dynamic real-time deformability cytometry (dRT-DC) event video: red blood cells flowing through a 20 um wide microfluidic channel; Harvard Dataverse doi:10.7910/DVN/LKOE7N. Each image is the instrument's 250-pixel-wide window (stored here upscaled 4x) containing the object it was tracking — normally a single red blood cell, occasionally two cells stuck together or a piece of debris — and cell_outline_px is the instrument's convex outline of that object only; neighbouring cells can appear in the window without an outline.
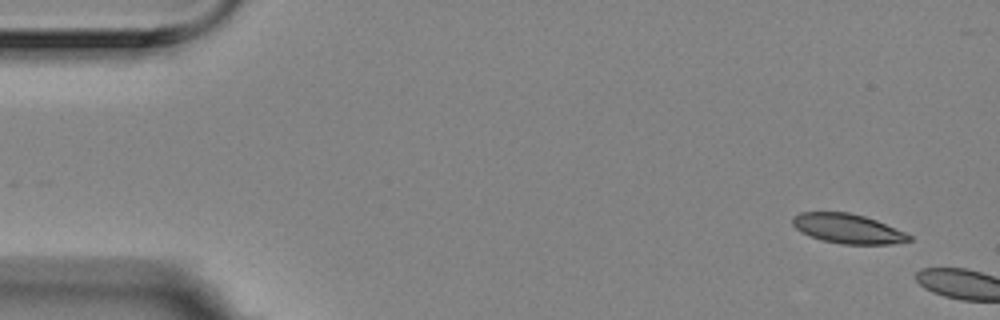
{"species": "Egyptian fruit bat (a non-hibernating species)", "species_latin": "Rousettus aegyptiacus", "temperature_condition": "room temperature", "stored_images_in_passage": 2, "camera_frame_rate_fps": 3000, "um_per_image_px": 0.085, "animal": {"sex": "female"}, "frame": {"image": 1, "passage_image": 1, "time_ms": 0.0, "image_size_px": [1000, 320], "cell_outline_px": [[912, 240], [892, 244], [840, 244], [824, 240], [800, 232], [792, 224], [792, 216], [800, 212], [848, 212], [864, 216], [876, 220], [904, 232], [912, 236]], "centroid_in_image_um": [72.04, 19.43], "position_along_channel_um": 13.0, "area_um2": 19.94}}